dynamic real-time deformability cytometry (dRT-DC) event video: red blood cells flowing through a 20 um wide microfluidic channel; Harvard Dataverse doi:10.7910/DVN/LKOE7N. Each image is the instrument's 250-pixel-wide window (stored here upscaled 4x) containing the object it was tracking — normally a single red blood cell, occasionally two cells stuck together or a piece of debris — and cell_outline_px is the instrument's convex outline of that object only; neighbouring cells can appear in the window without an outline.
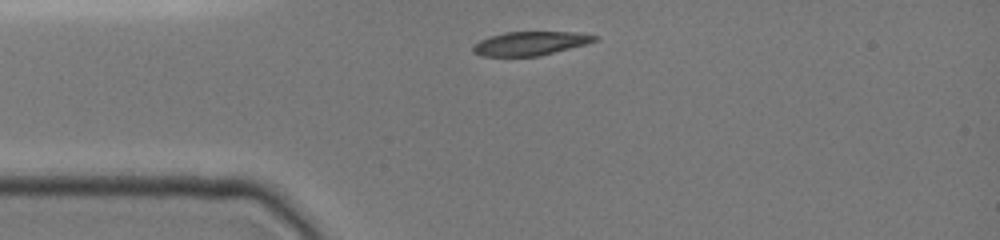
{"species": "common noctule bat (a hibernating species)", "species_latin": "Nyctalus noctula", "temperature_condition": "cold", "stored_images_in_passage": 10, "camera_frame_rate_fps": 3000, "um_per_image_px": 0.085, "animal": {"sex": "female", "body_mass_g": 19.0, "forearm_length_mm": 51.5}, "frame": {"image": 1, "passage_image": 1, "time_ms": 0.0, "image_size_px": [1000, 240], "cell_outline_px": [[600, 36], [596, 40], [588, 44], [540, 56], [480, 56], [472, 52], [472, 48], [480, 40], [488, 36], [504, 32], [576, 32]], "centroid_in_image_um": [45.09, 3.69], "position_along_channel_um": 39.9, "area_um2": 17.05}}
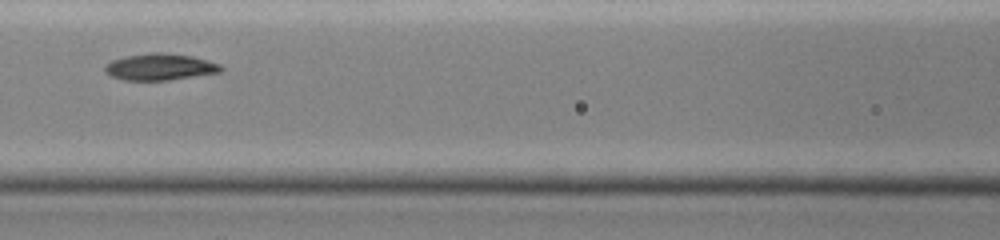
{"frame": {"image": 2, "passage_image": 6, "time_ms": 3.333, "image_size_px": [1000, 240], "cell_outline_px": [[224, 68], [220, 72], [168, 80], [124, 80], [112, 76], [104, 72], [104, 64], [112, 60], [128, 56], [152, 52], [160, 52], [192, 56], [220, 64]], "centroid_in_image_um": [13.57, 5.69], "position_along_channel_um": 153.0, "area_um2": 17.86}}
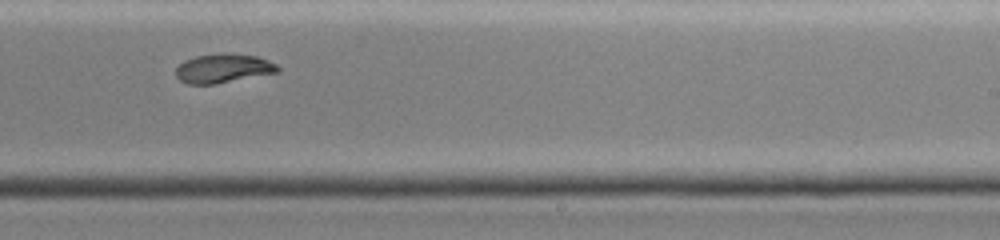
{"frame": {"image": 3, "passage_image": 9, "time_ms": 6.333, "image_size_px": [1000, 240], "cell_outline_px": [[280, 72], [216, 84], [188, 84], [180, 80], [176, 76], [176, 68], [184, 60], [196, 56], [224, 52], [228, 52], [256, 56], [268, 60], [276, 64], [280, 68]], "centroid_in_image_um": [18.99, 5.8], "position_along_channel_um": 270.0, "area_um2": 17.46}}